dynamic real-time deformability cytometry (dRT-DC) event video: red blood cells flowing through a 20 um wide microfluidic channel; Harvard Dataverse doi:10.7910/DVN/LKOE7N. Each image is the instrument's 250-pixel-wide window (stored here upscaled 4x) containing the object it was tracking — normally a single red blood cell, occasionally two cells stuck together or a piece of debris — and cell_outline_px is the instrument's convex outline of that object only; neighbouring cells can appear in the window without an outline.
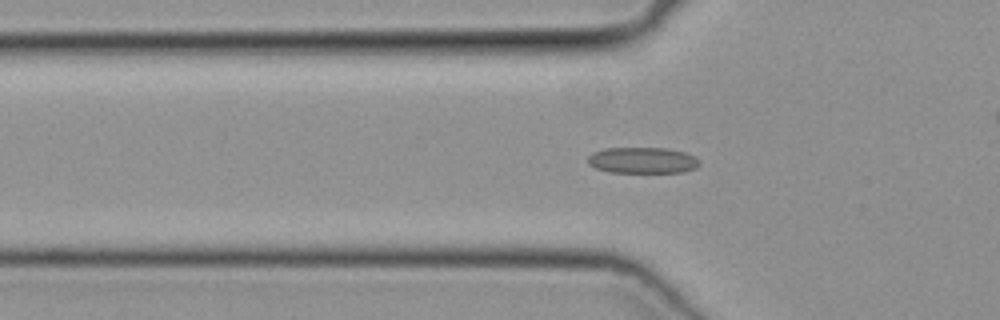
{"species": "common noctule bat (a hibernating species)", "species_latin": "Nyctalus noctula", "temperature_condition": "cold", "stored_images_in_passage": 50, "camera_frame_rate_fps": 3000, "um_per_image_px": 0.085, "animal": {"sex": "female", "body_mass_g": 19.3, "forearm_length_mm": 54.1}, "frame": {"image": 1, "passage_image": 16, "time_ms": 5.0, "image_size_px": [1000, 320], "cell_outline_px": [[700, 164], [696, 168], [684, 172], [608, 172], [596, 168], [588, 164], [588, 156], [592, 152], [604, 148], [668, 148], [684, 152], [700, 160]], "centroid_in_image_um": [54.6, 13.62], "position_along_channel_um": 71.2, "area_um2": 17.05}}
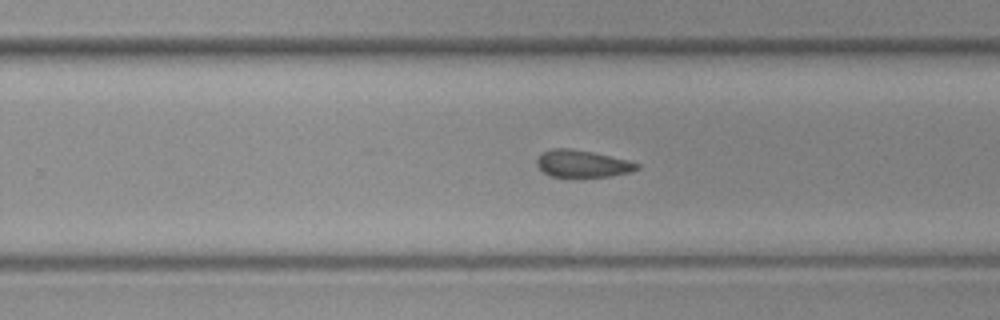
{"frame": {"image": 2, "passage_image": 31, "time_ms": 10.0, "image_size_px": [1000, 320], "cell_outline_px": [[640, 168], [632, 172], [612, 176], [552, 176], [544, 172], [536, 164], [536, 160], [544, 152], [552, 148], [568, 148], [592, 152], [628, 160], [640, 164]], "centroid_in_image_um": [49.55, 13.91], "position_along_channel_um": 280.3, "area_um2": 15.61}}
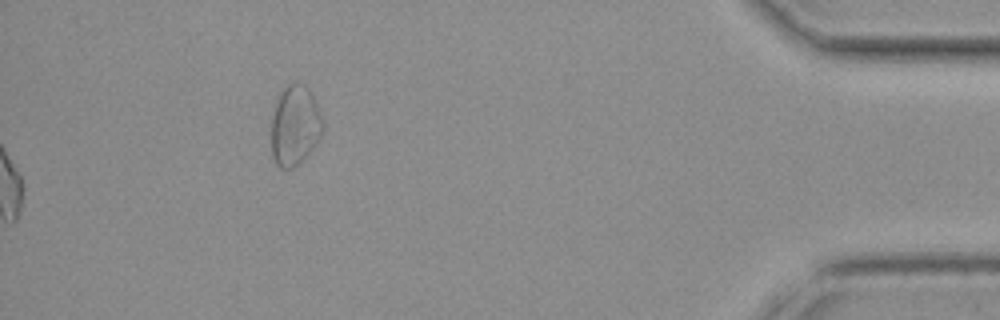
{"frame": {"image": 3, "passage_image": 50, "time_ms": 16.333, "image_size_px": [1000, 320], "cell_outline_px": [[324, 132], [312, 148], [292, 168], [280, 168], [276, 164], [272, 156], [272, 116], [280, 92], [288, 84], [296, 80], [304, 84], [308, 88], [316, 104], [324, 124]], "centroid_in_image_um": [25.07, 10.63], "position_along_channel_um": 410.1, "area_um2": 23.76}}